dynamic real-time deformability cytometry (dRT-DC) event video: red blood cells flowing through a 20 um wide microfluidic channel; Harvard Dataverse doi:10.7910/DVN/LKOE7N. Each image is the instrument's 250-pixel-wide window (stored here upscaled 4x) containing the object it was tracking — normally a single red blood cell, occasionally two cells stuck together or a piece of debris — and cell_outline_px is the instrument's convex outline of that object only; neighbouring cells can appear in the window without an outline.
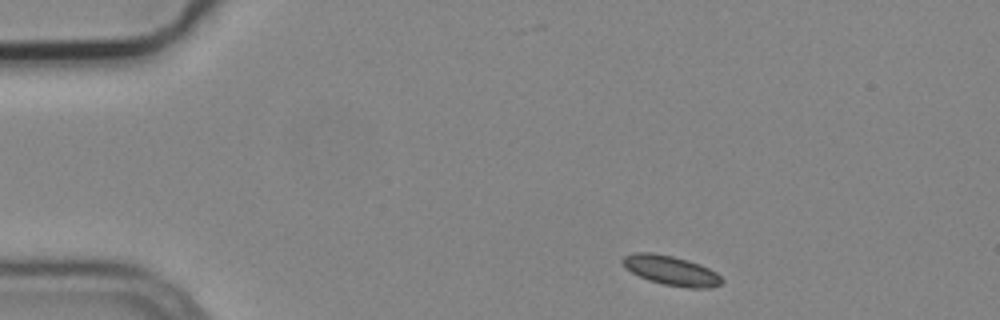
{"species": "common noctule bat (a hibernating species)", "species_latin": "Nyctalus noctula", "temperature_condition": "cold", "stored_images_in_passage": 3, "camera_frame_rate_fps": 3000, "um_per_image_px": 0.085, "animal": {"sex": "male", "body_mass_g": 19.2, "forearm_length_mm": 51.8}, "frame": {"image": 1, "passage_image": 1, "time_ms": 0.0, "image_size_px": [1000, 320], "cell_outline_px": [[724, 280], [720, 284], [712, 288], [688, 288], [664, 284], [648, 280], [624, 268], [620, 260], [624, 256], [636, 252], [652, 252], [672, 256], [688, 260], [700, 264], [716, 272]], "centroid_in_image_um": [57.03, 22.99], "position_along_channel_um": 28.0, "area_um2": 17.17}}